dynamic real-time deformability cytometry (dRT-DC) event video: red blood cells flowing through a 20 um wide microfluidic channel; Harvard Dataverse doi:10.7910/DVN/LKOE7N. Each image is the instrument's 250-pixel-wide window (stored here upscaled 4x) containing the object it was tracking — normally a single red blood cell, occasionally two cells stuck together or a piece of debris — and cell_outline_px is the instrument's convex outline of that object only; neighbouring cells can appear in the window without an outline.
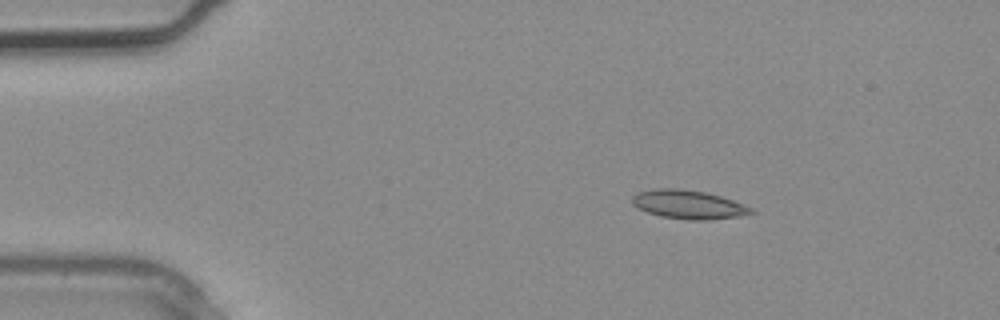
{"species": "common noctule bat (a hibernating species)", "species_latin": "Nyctalus noctula", "temperature_condition": "warm", "stored_images_in_passage": 2, "camera_frame_rate_fps": 3000, "um_per_image_px": 0.085, "animal": {"sex": "male", "body_mass_g": 20.4}, "frame": {"image": 1, "passage_image": 1, "time_ms": 0.0, "image_size_px": [1000, 320], "cell_outline_px": [[756, 212], [736, 216], [708, 220], [688, 220], [660, 216], [636, 208], [632, 204], [632, 196], [640, 192], [656, 188], [680, 188], [704, 192], [720, 196], [732, 200], [752, 208]], "centroid_in_image_um": [58.47, 17.38], "position_along_channel_um": 26.5, "area_um2": 19.77}}